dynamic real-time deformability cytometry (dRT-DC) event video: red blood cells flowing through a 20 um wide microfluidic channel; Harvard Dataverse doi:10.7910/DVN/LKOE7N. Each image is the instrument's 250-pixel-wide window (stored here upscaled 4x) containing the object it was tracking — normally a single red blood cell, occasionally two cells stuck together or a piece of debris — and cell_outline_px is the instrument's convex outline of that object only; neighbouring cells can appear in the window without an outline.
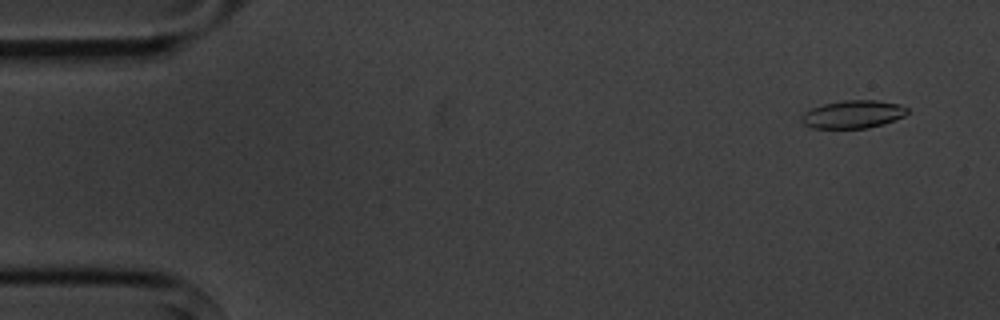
{"species": "common noctule bat (a hibernating species)", "species_latin": "Nyctalus noctula", "temperature_condition": "cold", "stored_images_in_passage": 10, "camera_frame_rate_fps": 3000, "um_per_image_px": 0.085, "animal": {"sex": "male", "body_mass_g": 20.1, "forearm_length_mm": 53.5}, "frame": {"image": 1, "passage_image": 1, "time_ms": 0.0, "image_size_px": [1000, 320], "cell_outline_px": [[908, 112], [904, 116], [884, 124], [868, 128], [812, 128], [804, 124], [800, 120], [800, 116], [804, 112], [812, 108], [824, 104], [844, 100], [876, 100], [900, 104], [908, 108]], "centroid_in_image_um": [72.5, 9.72], "position_along_channel_um": 12.5, "area_um2": 17.28}}
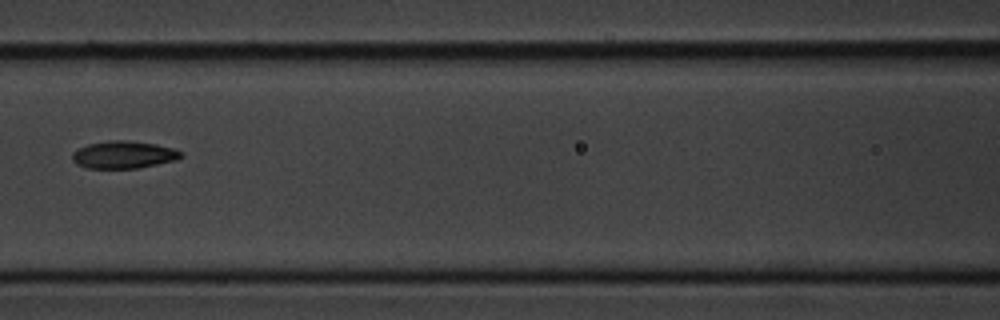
{"frame": {"image": 2, "passage_image": 7, "time_ms": 7.0, "image_size_px": [1000, 320], "cell_outline_px": [[184, 156], [176, 160], [136, 168], [84, 168], [76, 164], [72, 160], [72, 152], [88, 144], [108, 140], [128, 140], [156, 144], [176, 148], [184, 152]], "centroid_in_image_um": [10.53, 13.14], "position_along_channel_um": 156.1, "area_um2": 17.57}}
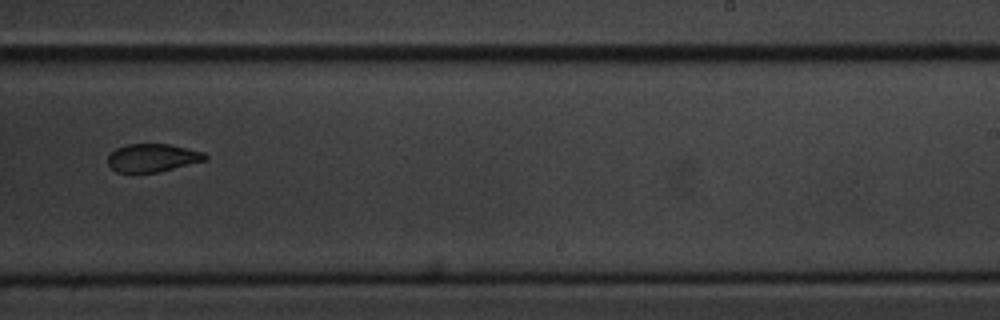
{"frame": {"image": 3, "passage_image": 10, "time_ms": 10.333, "image_size_px": [1000, 320], "cell_outline_px": [[208, 160], [156, 172], [116, 172], [108, 164], [108, 156], [116, 148], [128, 144], [168, 144], [204, 152], [208, 156]], "centroid_in_image_um": [12.98, 13.41], "position_along_channel_um": 276.0, "area_um2": 15.78}}